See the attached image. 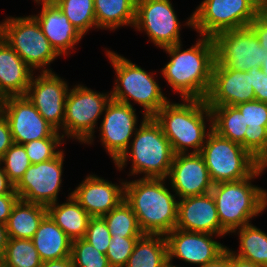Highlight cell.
I'll return each instance as SVG.
<instances>
[{
  "mask_svg": "<svg viewBox=\"0 0 267 267\" xmlns=\"http://www.w3.org/2000/svg\"><path fill=\"white\" fill-rule=\"evenodd\" d=\"M182 44L164 47L170 61L162 68L161 75L181 99L205 100L212 80L216 61L213 37L201 36L195 45L181 50Z\"/></svg>",
  "mask_w": 267,
  "mask_h": 267,
  "instance_id": "1",
  "label": "cell"
},
{
  "mask_svg": "<svg viewBox=\"0 0 267 267\" xmlns=\"http://www.w3.org/2000/svg\"><path fill=\"white\" fill-rule=\"evenodd\" d=\"M165 181L139 178L125 182L124 200L131 206L144 234L166 235L176 228L179 200L169 191Z\"/></svg>",
  "mask_w": 267,
  "mask_h": 267,
  "instance_id": "2",
  "label": "cell"
},
{
  "mask_svg": "<svg viewBox=\"0 0 267 267\" xmlns=\"http://www.w3.org/2000/svg\"><path fill=\"white\" fill-rule=\"evenodd\" d=\"M153 118L170 141L174 154L188 153L191 148L192 153H200L212 130L211 109L202 99H183L182 103L169 100Z\"/></svg>",
  "mask_w": 267,
  "mask_h": 267,
  "instance_id": "3",
  "label": "cell"
},
{
  "mask_svg": "<svg viewBox=\"0 0 267 267\" xmlns=\"http://www.w3.org/2000/svg\"><path fill=\"white\" fill-rule=\"evenodd\" d=\"M126 152L114 164L123 170L130 159V176L144 174L142 178L167 179L174 152L160 125L153 117H144Z\"/></svg>",
  "mask_w": 267,
  "mask_h": 267,
  "instance_id": "4",
  "label": "cell"
},
{
  "mask_svg": "<svg viewBox=\"0 0 267 267\" xmlns=\"http://www.w3.org/2000/svg\"><path fill=\"white\" fill-rule=\"evenodd\" d=\"M264 171L260 166L250 177L213 184L214 197L221 228L228 234L250 224L267 208V190L253 185L252 180Z\"/></svg>",
  "mask_w": 267,
  "mask_h": 267,
  "instance_id": "5",
  "label": "cell"
},
{
  "mask_svg": "<svg viewBox=\"0 0 267 267\" xmlns=\"http://www.w3.org/2000/svg\"><path fill=\"white\" fill-rule=\"evenodd\" d=\"M106 55L116 71V79L111 93V99L128 104L131 100L143 107V117H153L167 103L161 87L154 79L153 72L149 73L125 57L106 50ZM131 99V100H130Z\"/></svg>",
  "mask_w": 267,
  "mask_h": 267,
  "instance_id": "6",
  "label": "cell"
},
{
  "mask_svg": "<svg viewBox=\"0 0 267 267\" xmlns=\"http://www.w3.org/2000/svg\"><path fill=\"white\" fill-rule=\"evenodd\" d=\"M265 9V0H203L184 25L214 37L249 24Z\"/></svg>",
  "mask_w": 267,
  "mask_h": 267,
  "instance_id": "7",
  "label": "cell"
},
{
  "mask_svg": "<svg viewBox=\"0 0 267 267\" xmlns=\"http://www.w3.org/2000/svg\"><path fill=\"white\" fill-rule=\"evenodd\" d=\"M200 154L213 184L248 178L261 166L241 144L220 136L213 129Z\"/></svg>",
  "mask_w": 267,
  "mask_h": 267,
  "instance_id": "8",
  "label": "cell"
},
{
  "mask_svg": "<svg viewBox=\"0 0 267 267\" xmlns=\"http://www.w3.org/2000/svg\"><path fill=\"white\" fill-rule=\"evenodd\" d=\"M0 36L33 71L41 69L39 72H52L48 65L60 55L50 45L32 15L7 17L0 23Z\"/></svg>",
  "mask_w": 267,
  "mask_h": 267,
  "instance_id": "9",
  "label": "cell"
},
{
  "mask_svg": "<svg viewBox=\"0 0 267 267\" xmlns=\"http://www.w3.org/2000/svg\"><path fill=\"white\" fill-rule=\"evenodd\" d=\"M111 93H100L78 84L70 88L63 122V138H75L83 144H92L97 121L104 113Z\"/></svg>",
  "mask_w": 267,
  "mask_h": 267,
  "instance_id": "10",
  "label": "cell"
},
{
  "mask_svg": "<svg viewBox=\"0 0 267 267\" xmlns=\"http://www.w3.org/2000/svg\"><path fill=\"white\" fill-rule=\"evenodd\" d=\"M213 40L216 62L229 69L247 72L252 67H261L267 56L249 26L219 32Z\"/></svg>",
  "mask_w": 267,
  "mask_h": 267,
  "instance_id": "11",
  "label": "cell"
},
{
  "mask_svg": "<svg viewBox=\"0 0 267 267\" xmlns=\"http://www.w3.org/2000/svg\"><path fill=\"white\" fill-rule=\"evenodd\" d=\"M171 0H137L133 28L144 30L157 48L181 42V25Z\"/></svg>",
  "mask_w": 267,
  "mask_h": 267,
  "instance_id": "12",
  "label": "cell"
},
{
  "mask_svg": "<svg viewBox=\"0 0 267 267\" xmlns=\"http://www.w3.org/2000/svg\"><path fill=\"white\" fill-rule=\"evenodd\" d=\"M0 112L7 119L14 143L25 144L42 138H63L37 111L26 96L0 100Z\"/></svg>",
  "mask_w": 267,
  "mask_h": 267,
  "instance_id": "13",
  "label": "cell"
},
{
  "mask_svg": "<svg viewBox=\"0 0 267 267\" xmlns=\"http://www.w3.org/2000/svg\"><path fill=\"white\" fill-rule=\"evenodd\" d=\"M63 152L62 150L48 161L30 165L15 186L19 199L45 206L58 202L62 184Z\"/></svg>",
  "mask_w": 267,
  "mask_h": 267,
  "instance_id": "14",
  "label": "cell"
},
{
  "mask_svg": "<svg viewBox=\"0 0 267 267\" xmlns=\"http://www.w3.org/2000/svg\"><path fill=\"white\" fill-rule=\"evenodd\" d=\"M68 87L67 81L55 72H40V75L32 76L25 95L58 132L63 130Z\"/></svg>",
  "mask_w": 267,
  "mask_h": 267,
  "instance_id": "15",
  "label": "cell"
},
{
  "mask_svg": "<svg viewBox=\"0 0 267 267\" xmlns=\"http://www.w3.org/2000/svg\"><path fill=\"white\" fill-rule=\"evenodd\" d=\"M136 109L125 103L111 99L104 110L99 127L100 139L105 151L114 164L128 149L133 135L136 133L138 118Z\"/></svg>",
  "mask_w": 267,
  "mask_h": 267,
  "instance_id": "16",
  "label": "cell"
},
{
  "mask_svg": "<svg viewBox=\"0 0 267 267\" xmlns=\"http://www.w3.org/2000/svg\"><path fill=\"white\" fill-rule=\"evenodd\" d=\"M213 235L204 232H188L175 228L165 235L168 249V261L178 258L199 267L215 260L226 246L213 239Z\"/></svg>",
  "mask_w": 267,
  "mask_h": 267,
  "instance_id": "17",
  "label": "cell"
},
{
  "mask_svg": "<svg viewBox=\"0 0 267 267\" xmlns=\"http://www.w3.org/2000/svg\"><path fill=\"white\" fill-rule=\"evenodd\" d=\"M177 199L210 193L213 183L200 153L175 154L169 175Z\"/></svg>",
  "mask_w": 267,
  "mask_h": 267,
  "instance_id": "18",
  "label": "cell"
},
{
  "mask_svg": "<svg viewBox=\"0 0 267 267\" xmlns=\"http://www.w3.org/2000/svg\"><path fill=\"white\" fill-rule=\"evenodd\" d=\"M251 73L223 67L215 61L209 92L205 98L208 106H236L255 100Z\"/></svg>",
  "mask_w": 267,
  "mask_h": 267,
  "instance_id": "19",
  "label": "cell"
},
{
  "mask_svg": "<svg viewBox=\"0 0 267 267\" xmlns=\"http://www.w3.org/2000/svg\"><path fill=\"white\" fill-rule=\"evenodd\" d=\"M125 182L115 185L91 174L70 195L91 217H103L125 199Z\"/></svg>",
  "mask_w": 267,
  "mask_h": 267,
  "instance_id": "20",
  "label": "cell"
},
{
  "mask_svg": "<svg viewBox=\"0 0 267 267\" xmlns=\"http://www.w3.org/2000/svg\"><path fill=\"white\" fill-rule=\"evenodd\" d=\"M178 219L176 228L188 232H204L224 236L216 203L210 193L178 199Z\"/></svg>",
  "mask_w": 267,
  "mask_h": 267,
  "instance_id": "21",
  "label": "cell"
},
{
  "mask_svg": "<svg viewBox=\"0 0 267 267\" xmlns=\"http://www.w3.org/2000/svg\"><path fill=\"white\" fill-rule=\"evenodd\" d=\"M35 3L42 5L41 12L32 16L39 23L50 45L60 56L70 55V49H73L84 36L69 22L54 1H37Z\"/></svg>",
  "mask_w": 267,
  "mask_h": 267,
  "instance_id": "22",
  "label": "cell"
},
{
  "mask_svg": "<svg viewBox=\"0 0 267 267\" xmlns=\"http://www.w3.org/2000/svg\"><path fill=\"white\" fill-rule=\"evenodd\" d=\"M33 70L0 36V100L8 96H25Z\"/></svg>",
  "mask_w": 267,
  "mask_h": 267,
  "instance_id": "23",
  "label": "cell"
},
{
  "mask_svg": "<svg viewBox=\"0 0 267 267\" xmlns=\"http://www.w3.org/2000/svg\"><path fill=\"white\" fill-rule=\"evenodd\" d=\"M236 107L248 126L241 146L262 163L267 157V103L254 100Z\"/></svg>",
  "mask_w": 267,
  "mask_h": 267,
  "instance_id": "24",
  "label": "cell"
},
{
  "mask_svg": "<svg viewBox=\"0 0 267 267\" xmlns=\"http://www.w3.org/2000/svg\"><path fill=\"white\" fill-rule=\"evenodd\" d=\"M42 260H58L71 256L72 239L47 214L31 239Z\"/></svg>",
  "mask_w": 267,
  "mask_h": 267,
  "instance_id": "25",
  "label": "cell"
},
{
  "mask_svg": "<svg viewBox=\"0 0 267 267\" xmlns=\"http://www.w3.org/2000/svg\"><path fill=\"white\" fill-rule=\"evenodd\" d=\"M46 215L47 206L18 199L6 223L9 238L32 239Z\"/></svg>",
  "mask_w": 267,
  "mask_h": 267,
  "instance_id": "26",
  "label": "cell"
},
{
  "mask_svg": "<svg viewBox=\"0 0 267 267\" xmlns=\"http://www.w3.org/2000/svg\"><path fill=\"white\" fill-rule=\"evenodd\" d=\"M67 201L47 206V214L72 239L84 238L91 216L71 196Z\"/></svg>",
  "mask_w": 267,
  "mask_h": 267,
  "instance_id": "27",
  "label": "cell"
},
{
  "mask_svg": "<svg viewBox=\"0 0 267 267\" xmlns=\"http://www.w3.org/2000/svg\"><path fill=\"white\" fill-rule=\"evenodd\" d=\"M137 0H94L98 29L115 30L134 26Z\"/></svg>",
  "mask_w": 267,
  "mask_h": 267,
  "instance_id": "28",
  "label": "cell"
},
{
  "mask_svg": "<svg viewBox=\"0 0 267 267\" xmlns=\"http://www.w3.org/2000/svg\"><path fill=\"white\" fill-rule=\"evenodd\" d=\"M168 262L165 235L143 234L135 243L125 267H164Z\"/></svg>",
  "mask_w": 267,
  "mask_h": 267,
  "instance_id": "29",
  "label": "cell"
},
{
  "mask_svg": "<svg viewBox=\"0 0 267 267\" xmlns=\"http://www.w3.org/2000/svg\"><path fill=\"white\" fill-rule=\"evenodd\" d=\"M238 229L232 232L237 233L239 237L238 253L231 249L233 254L254 264L267 267V234L251 223Z\"/></svg>",
  "mask_w": 267,
  "mask_h": 267,
  "instance_id": "30",
  "label": "cell"
},
{
  "mask_svg": "<svg viewBox=\"0 0 267 267\" xmlns=\"http://www.w3.org/2000/svg\"><path fill=\"white\" fill-rule=\"evenodd\" d=\"M212 113V129L220 136L241 144L247 124L236 106H208Z\"/></svg>",
  "mask_w": 267,
  "mask_h": 267,
  "instance_id": "31",
  "label": "cell"
},
{
  "mask_svg": "<svg viewBox=\"0 0 267 267\" xmlns=\"http://www.w3.org/2000/svg\"><path fill=\"white\" fill-rule=\"evenodd\" d=\"M111 237H141L137 217L131 206L123 200L118 206L103 216Z\"/></svg>",
  "mask_w": 267,
  "mask_h": 267,
  "instance_id": "32",
  "label": "cell"
},
{
  "mask_svg": "<svg viewBox=\"0 0 267 267\" xmlns=\"http://www.w3.org/2000/svg\"><path fill=\"white\" fill-rule=\"evenodd\" d=\"M69 22L84 36L91 28H97L94 0H53Z\"/></svg>",
  "mask_w": 267,
  "mask_h": 267,
  "instance_id": "33",
  "label": "cell"
},
{
  "mask_svg": "<svg viewBox=\"0 0 267 267\" xmlns=\"http://www.w3.org/2000/svg\"><path fill=\"white\" fill-rule=\"evenodd\" d=\"M3 259L5 267H40L43 263L31 239L9 238Z\"/></svg>",
  "mask_w": 267,
  "mask_h": 267,
  "instance_id": "34",
  "label": "cell"
},
{
  "mask_svg": "<svg viewBox=\"0 0 267 267\" xmlns=\"http://www.w3.org/2000/svg\"><path fill=\"white\" fill-rule=\"evenodd\" d=\"M4 172L7 174L9 181L16 186L24 176L26 170L30 167L31 162L23 144L13 143L0 159Z\"/></svg>",
  "mask_w": 267,
  "mask_h": 267,
  "instance_id": "35",
  "label": "cell"
},
{
  "mask_svg": "<svg viewBox=\"0 0 267 267\" xmlns=\"http://www.w3.org/2000/svg\"><path fill=\"white\" fill-rule=\"evenodd\" d=\"M71 259L74 267H111L107 256L84 238L72 240Z\"/></svg>",
  "mask_w": 267,
  "mask_h": 267,
  "instance_id": "36",
  "label": "cell"
},
{
  "mask_svg": "<svg viewBox=\"0 0 267 267\" xmlns=\"http://www.w3.org/2000/svg\"><path fill=\"white\" fill-rule=\"evenodd\" d=\"M63 140L64 138H42L23 145L31 164H36L56 157L62 151L57 148L64 143Z\"/></svg>",
  "mask_w": 267,
  "mask_h": 267,
  "instance_id": "37",
  "label": "cell"
},
{
  "mask_svg": "<svg viewBox=\"0 0 267 267\" xmlns=\"http://www.w3.org/2000/svg\"><path fill=\"white\" fill-rule=\"evenodd\" d=\"M139 237H111L106 256L111 267H125Z\"/></svg>",
  "mask_w": 267,
  "mask_h": 267,
  "instance_id": "38",
  "label": "cell"
},
{
  "mask_svg": "<svg viewBox=\"0 0 267 267\" xmlns=\"http://www.w3.org/2000/svg\"><path fill=\"white\" fill-rule=\"evenodd\" d=\"M84 239L106 255L111 242V234L103 217L90 218Z\"/></svg>",
  "mask_w": 267,
  "mask_h": 267,
  "instance_id": "39",
  "label": "cell"
},
{
  "mask_svg": "<svg viewBox=\"0 0 267 267\" xmlns=\"http://www.w3.org/2000/svg\"><path fill=\"white\" fill-rule=\"evenodd\" d=\"M248 72L251 73L255 100L267 103V74L262 71L261 67H252Z\"/></svg>",
  "mask_w": 267,
  "mask_h": 267,
  "instance_id": "40",
  "label": "cell"
},
{
  "mask_svg": "<svg viewBox=\"0 0 267 267\" xmlns=\"http://www.w3.org/2000/svg\"><path fill=\"white\" fill-rule=\"evenodd\" d=\"M249 27L256 35L261 47L267 52V9H264L250 24Z\"/></svg>",
  "mask_w": 267,
  "mask_h": 267,
  "instance_id": "41",
  "label": "cell"
},
{
  "mask_svg": "<svg viewBox=\"0 0 267 267\" xmlns=\"http://www.w3.org/2000/svg\"><path fill=\"white\" fill-rule=\"evenodd\" d=\"M13 143L9 123L5 116L0 112V159Z\"/></svg>",
  "mask_w": 267,
  "mask_h": 267,
  "instance_id": "42",
  "label": "cell"
},
{
  "mask_svg": "<svg viewBox=\"0 0 267 267\" xmlns=\"http://www.w3.org/2000/svg\"><path fill=\"white\" fill-rule=\"evenodd\" d=\"M18 199V194L0 195V223L6 225L12 208Z\"/></svg>",
  "mask_w": 267,
  "mask_h": 267,
  "instance_id": "43",
  "label": "cell"
},
{
  "mask_svg": "<svg viewBox=\"0 0 267 267\" xmlns=\"http://www.w3.org/2000/svg\"><path fill=\"white\" fill-rule=\"evenodd\" d=\"M5 194H17L15 192V186L9 181L7 174L2 168L0 163V195Z\"/></svg>",
  "mask_w": 267,
  "mask_h": 267,
  "instance_id": "44",
  "label": "cell"
},
{
  "mask_svg": "<svg viewBox=\"0 0 267 267\" xmlns=\"http://www.w3.org/2000/svg\"><path fill=\"white\" fill-rule=\"evenodd\" d=\"M228 267H262V266L254 264L251 261L236 256L228 248Z\"/></svg>",
  "mask_w": 267,
  "mask_h": 267,
  "instance_id": "45",
  "label": "cell"
},
{
  "mask_svg": "<svg viewBox=\"0 0 267 267\" xmlns=\"http://www.w3.org/2000/svg\"><path fill=\"white\" fill-rule=\"evenodd\" d=\"M40 267H74V266L70 256L65 259L44 261Z\"/></svg>",
  "mask_w": 267,
  "mask_h": 267,
  "instance_id": "46",
  "label": "cell"
},
{
  "mask_svg": "<svg viewBox=\"0 0 267 267\" xmlns=\"http://www.w3.org/2000/svg\"><path fill=\"white\" fill-rule=\"evenodd\" d=\"M201 267H228V247L215 260L208 262Z\"/></svg>",
  "mask_w": 267,
  "mask_h": 267,
  "instance_id": "47",
  "label": "cell"
},
{
  "mask_svg": "<svg viewBox=\"0 0 267 267\" xmlns=\"http://www.w3.org/2000/svg\"><path fill=\"white\" fill-rule=\"evenodd\" d=\"M9 236L6 225L0 223V256H3L8 244Z\"/></svg>",
  "mask_w": 267,
  "mask_h": 267,
  "instance_id": "48",
  "label": "cell"
},
{
  "mask_svg": "<svg viewBox=\"0 0 267 267\" xmlns=\"http://www.w3.org/2000/svg\"><path fill=\"white\" fill-rule=\"evenodd\" d=\"M262 71L267 74V56L265 59H263L262 65H261Z\"/></svg>",
  "mask_w": 267,
  "mask_h": 267,
  "instance_id": "49",
  "label": "cell"
},
{
  "mask_svg": "<svg viewBox=\"0 0 267 267\" xmlns=\"http://www.w3.org/2000/svg\"><path fill=\"white\" fill-rule=\"evenodd\" d=\"M261 167L263 171L267 168V157L262 161Z\"/></svg>",
  "mask_w": 267,
  "mask_h": 267,
  "instance_id": "50",
  "label": "cell"
},
{
  "mask_svg": "<svg viewBox=\"0 0 267 267\" xmlns=\"http://www.w3.org/2000/svg\"><path fill=\"white\" fill-rule=\"evenodd\" d=\"M164 267H181V266H177V265H173L172 262L168 261Z\"/></svg>",
  "mask_w": 267,
  "mask_h": 267,
  "instance_id": "51",
  "label": "cell"
},
{
  "mask_svg": "<svg viewBox=\"0 0 267 267\" xmlns=\"http://www.w3.org/2000/svg\"><path fill=\"white\" fill-rule=\"evenodd\" d=\"M0 267H5L3 256H0Z\"/></svg>",
  "mask_w": 267,
  "mask_h": 267,
  "instance_id": "52",
  "label": "cell"
},
{
  "mask_svg": "<svg viewBox=\"0 0 267 267\" xmlns=\"http://www.w3.org/2000/svg\"><path fill=\"white\" fill-rule=\"evenodd\" d=\"M37 1H53V0H34V2H37Z\"/></svg>",
  "mask_w": 267,
  "mask_h": 267,
  "instance_id": "53",
  "label": "cell"
},
{
  "mask_svg": "<svg viewBox=\"0 0 267 267\" xmlns=\"http://www.w3.org/2000/svg\"><path fill=\"white\" fill-rule=\"evenodd\" d=\"M265 9H267V0H265Z\"/></svg>",
  "mask_w": 267,
  "mask_h": 267,
  "instance_id": "54",
  "label": "cell"
}]
</instances>
